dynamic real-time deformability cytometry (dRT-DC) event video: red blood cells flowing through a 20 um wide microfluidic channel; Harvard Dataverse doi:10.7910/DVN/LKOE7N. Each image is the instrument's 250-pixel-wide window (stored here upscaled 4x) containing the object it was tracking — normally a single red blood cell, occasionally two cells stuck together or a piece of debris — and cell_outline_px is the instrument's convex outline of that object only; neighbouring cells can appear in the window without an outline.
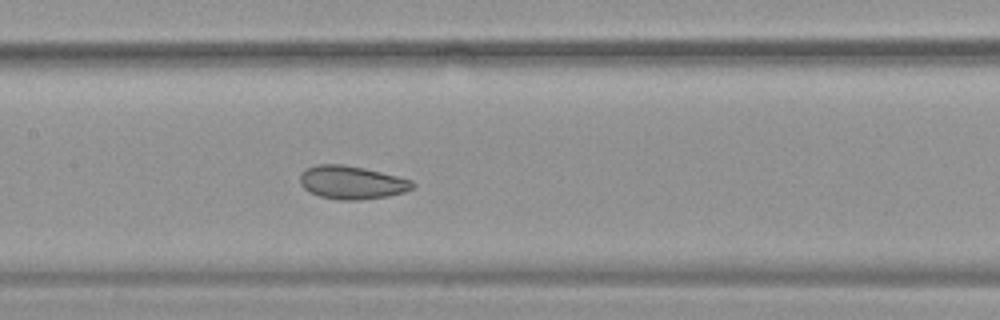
{"species": "common noctule bat (a hibernating species)", "species_latin": "Nyctalus noctula", "temperature_condition": "warm", "stored_images_in_passage": 27, "camera_frame_rate_fps": 3000, "um_per_image_px": 0.085, "animal": {"sex": "female", "body_mass_g": 19.9}, "frame": {"image": 1, "passage_image": 27, "time_ms": 8.667, "image_size_px": [1000, 320], "cell_outline_px": [[416, 184], [412, 188], [404, 192], [388, 196], [356, 200], [340, 200], [320, 196], [304, 188], [300, 184], [300, 172], [316, 164], [344, 164], [364, 168], [412, 180]], "centroid_in_image_um": [29.89, 15.5], "position_along_channel_um": 177.5, "area_um2": 21.68}}